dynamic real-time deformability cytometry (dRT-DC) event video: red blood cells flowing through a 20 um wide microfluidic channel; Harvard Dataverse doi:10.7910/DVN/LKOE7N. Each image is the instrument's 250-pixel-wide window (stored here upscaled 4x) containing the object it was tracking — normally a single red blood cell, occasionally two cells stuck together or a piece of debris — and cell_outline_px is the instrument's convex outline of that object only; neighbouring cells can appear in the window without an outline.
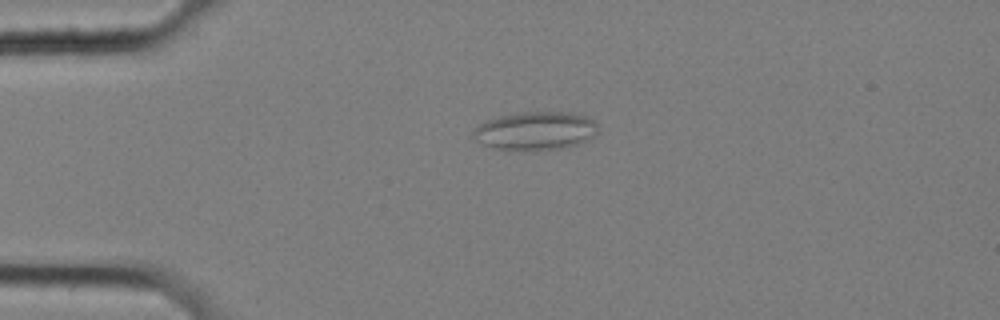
{"species": "common noctule bat (a hibernating species)", "species_latin": "Nyctalus noctula", "temperature_condition": "cold", "stored_images_in_passage": 48, "camera_frame_rate_fps": 3000, "um_per_image_px": 0.085, "animal": {"sex": "female", "body_mass_g": 25.1}, "frame": {"image": 1, "passage_image": 4, "time_ms": 1.0, "image_size_px": [1000, 320], "cell_outline_px": [[596, 132], [588, 140], [568, 148], [536, 152], [508, 152], [484, 144], [476, 140], [472, 136], [472, 132], [480, 124], [488, 120], [500, 116], [516, 112], [568, 112], [584, 116], [592, 120], [596, 124]], "centroid_in_image_um": [45.48, 11.17], "position_along_channel_um": 39.5, "area_um2": 28.5}}
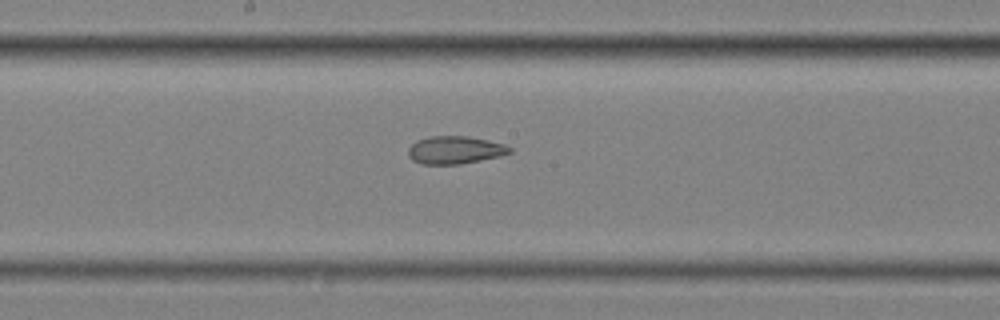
{"frame": {"image": 2, "passage_image": 21, "time_ms": 6.667, "image_size_px": [1000, 320], "cell_outline_px": [[512, 152], [500, 156], [460, 164], [420, 164], [412, 160], [408, 156], [408, 148], [416, 140], [428, 136], [468, 136], [488, 140], [504, 144], [512, 148]], "centroid_in_image_um": [38.65, 12.74], "position_along_channel_um": 209.5, "area_um2": 16.53}}
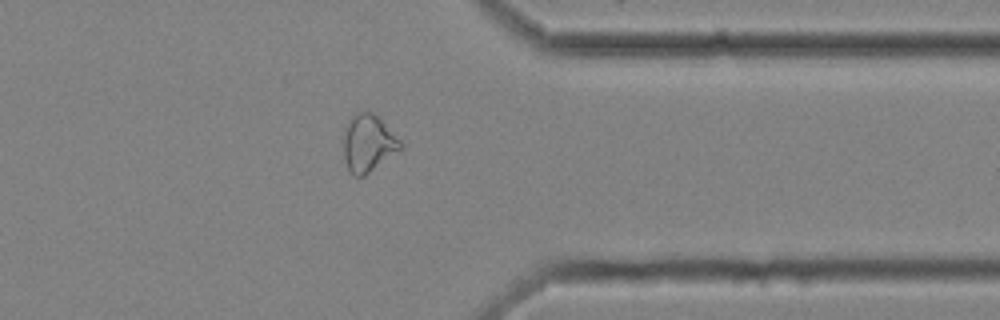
{"frame": {"image": 3, "passage_image": 36, "time_ms": 11.667, "image_size_px": [1000, 320], "cell_outline_px": [[404, 144], [400, 152], [364, 176], [352, 176], [348, 172], [344, 156], [344, 128], [348, 120], [356, 112], [364, 108], [372, 112]], "centroid_in_image_um": [31.29, 12.18], "position_along_channel_um": 380.1, "area_um2": 19.36}, "authors_computed_cell_mechanics": {"area_um2": 19.3919, "velocity_mm_per_s": 3.5309, "shape_relaxation_time_tau1_ms": null, "shape_relaxation_time_tau2_ms": 2.4791, "deformation_change_tau1": null, "deformation_change_tau2": 0.1}}